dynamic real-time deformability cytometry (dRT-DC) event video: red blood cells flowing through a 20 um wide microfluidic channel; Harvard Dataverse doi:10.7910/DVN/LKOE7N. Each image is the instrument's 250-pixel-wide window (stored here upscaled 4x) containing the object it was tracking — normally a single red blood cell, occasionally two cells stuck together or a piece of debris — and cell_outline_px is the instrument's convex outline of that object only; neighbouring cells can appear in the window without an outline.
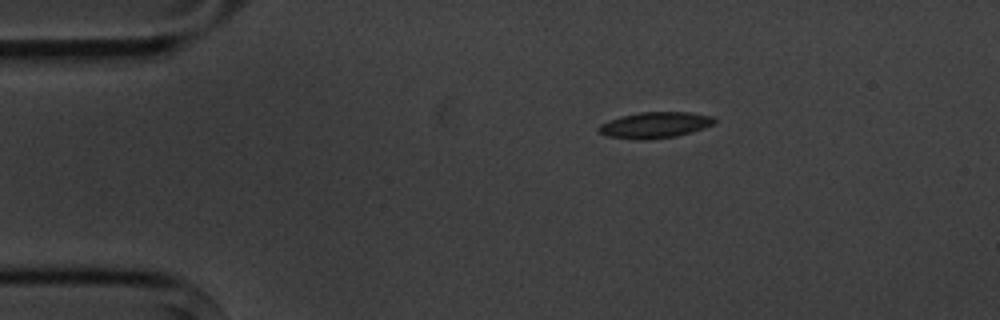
{"species": "common noctule bat (a hibernating species)", "species_latin": "Nyctalus noctula", "temperature_condition": "cold", "stored_images_in_passage": 2, "camera_frame_rate_fps": 3000, "um_per_image_px": 0.085, "animal": {"sex": "male", "body_mass_g": 20.1, "forearm_length_mm": 53.5}, "frame": {"image": 1, "passage_image": 1, "time_ms": 0.0, "image_size_px": [1000, 320], "cell_outline_px": [[716, 124], [692, 132], [676, 136], [648, 140], [636, 140], [608, 136], [596, 132], [596, 128], [600, 124], [608, 120], [620, 116], [640, 112], [688, 112], [712, 116], [716, 120]], "centroid_in_image_um": [55.64, 10.63], "position_along_channel_um": 29.4, "area_um2": 17.86}}